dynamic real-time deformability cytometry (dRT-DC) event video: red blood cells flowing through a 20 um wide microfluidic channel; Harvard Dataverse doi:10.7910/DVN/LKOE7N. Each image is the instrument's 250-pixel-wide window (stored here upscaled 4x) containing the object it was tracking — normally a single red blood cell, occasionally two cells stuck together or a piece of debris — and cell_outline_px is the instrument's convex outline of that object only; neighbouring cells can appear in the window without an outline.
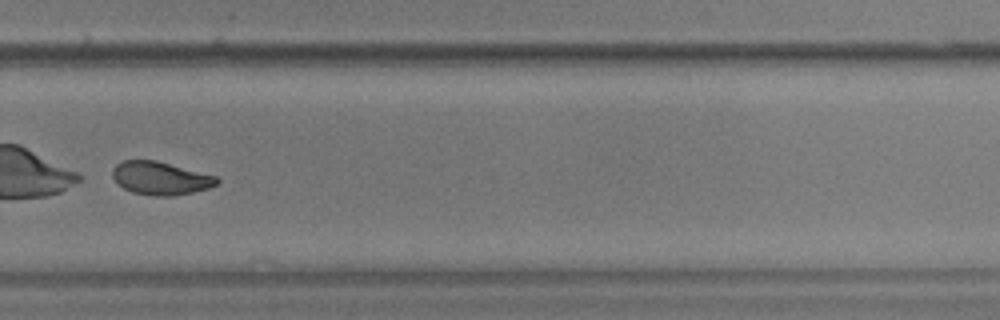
{"species": "common noctule bat (a hibernating species)", "species_latin": "Nyctalus noctula", "temperature_condition": "warm", "stored_images_in_passage": 56, "camera_frame_rate_fps": 3000, "um_per_image_px": 0.085, "animal": {"sex": "male", "body_mass_g": 17.9, "forearm_length_mm": 54.2}, "frame": {"image": 1, "passage_image": 40, "time_ms": 13.0, "image_size_px": [1000, 320], "cell_outline_px": [[220, 180], [216, 184], [208, 188], [192, 192], [172, 196], [156, 196], [132, 192], [124, 188], [112, 176], [112, 168], [116, 164], [124, 160], [156, 160], [216, 176]], "centroid_in_image_um": [13.63, 15.14], "position_along_channel_um": 316.2, "area_um2": 19.94}}